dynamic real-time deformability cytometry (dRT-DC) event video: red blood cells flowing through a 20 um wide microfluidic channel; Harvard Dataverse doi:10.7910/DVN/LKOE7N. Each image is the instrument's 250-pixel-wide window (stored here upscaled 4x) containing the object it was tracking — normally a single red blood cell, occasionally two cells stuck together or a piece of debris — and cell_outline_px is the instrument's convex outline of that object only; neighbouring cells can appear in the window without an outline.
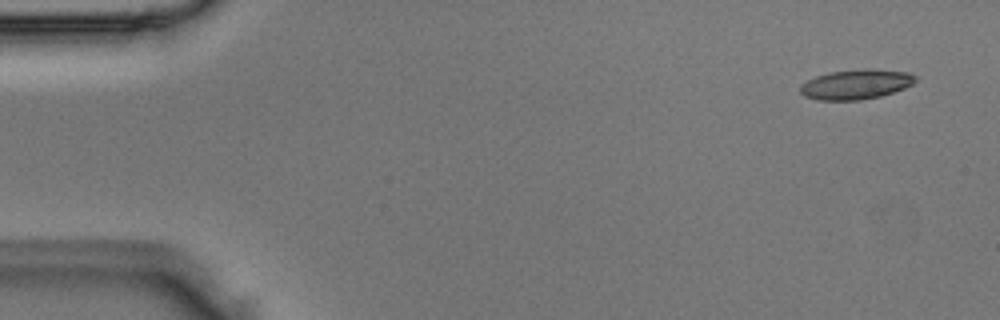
{"species": "Egyptian fruit bat (a non-hibernating species)", "species_latin": "Rousettus aegyptiacus", "temperature_condition": "room temperature", "stored_images_in_passage": 4, "camera_frame_rate_fps": 3000, "um_per_image_px": 0.085, "animal": {"sex": "male"}, "frame": {"image": 1, "passage_image": 1, "time_ms": 0.0, "image_size_px": [1000, 320], "cell_outline_px": [[916, 80], [912, 84], [904, 88], [880, 96], [860, 100], [816, 100], [804, 96], [800, 92], [800, 84], [816, 76], [828, 72], [864, 68], [872, 68], [908, 72], [916, 76]], "centroid_in_image_um": [72.74, 7.16], "position_along_channel_um": 12.3, "area_um2": 20.17}}